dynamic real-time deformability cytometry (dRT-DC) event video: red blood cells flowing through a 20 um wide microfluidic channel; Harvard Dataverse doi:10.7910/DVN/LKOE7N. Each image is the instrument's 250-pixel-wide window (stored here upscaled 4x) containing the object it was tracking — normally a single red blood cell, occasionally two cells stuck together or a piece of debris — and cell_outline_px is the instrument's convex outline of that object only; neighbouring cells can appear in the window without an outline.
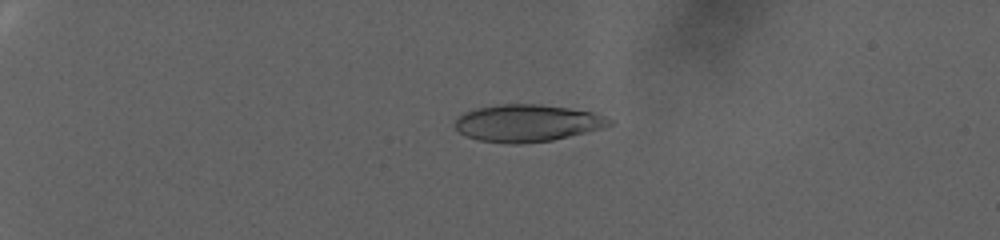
{"species": "human", "species_latin": "Homo sapiens", "temperature_condition": "warm", "stored_images_in_passage": 97, "camera_frame_rate_fps": 3000, "um_per_image_px": 0.085, "donor": {"sex": "female"}, "frame": {"image": 1, "passage_image": 29, "time_ms": 9.333, "image_size_px": [1000, 240], "cell_outline_px": [[616, 120], [612, 124], [600, 128], [552, 140], [520, 144], [512, 144], [480, 140], [468, 136], [460, 132], [456, 128], [456, 120], [464, 112], [476, 108], [496, 104], [540, 104], [568, 108], [592, 112]], "centroid_in_image_um": [44.82, 10.45], "position_along_channel_um": 40.2, "area_um2": 33.12}}
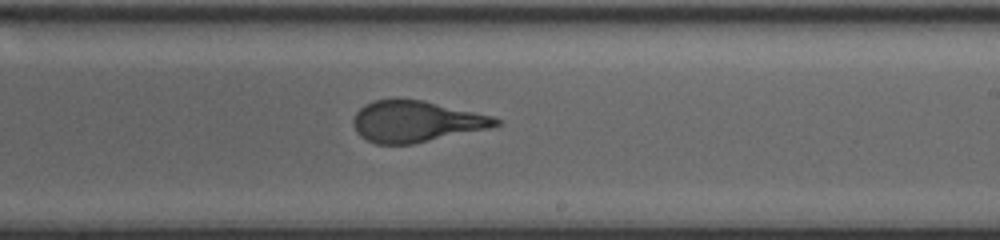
{"frame": {"image": 2, "passage_image": 67, "time_ms": 22.0, "image_size_px": [1000, 240], "cell_outline_px": [[504, 120], [500, 124], [488, 128], [412, 144], [376, 144], [360, 136], [356, 132], [352, 124], [352, 120], [356, 112], [364, 104], [372, 100], [424, 100], [492, 116]], "centroid_in_image_um": [35.33, 10.33], "position_along_channel_um": 253.7, "area_um2": 33.99}}
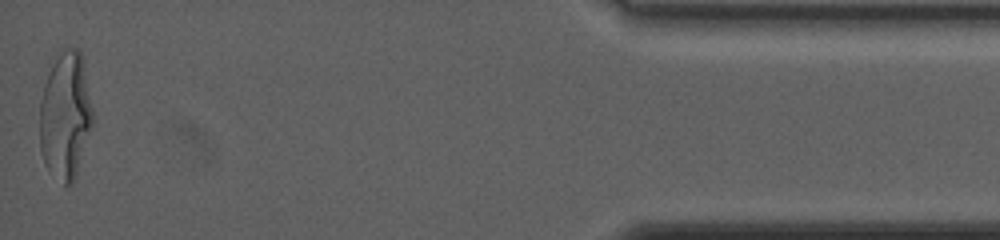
{"frame": {"image": 3, "passage_image": 97, "time_ms": 32.0, "image_size_px": [1000, 240], "cell_outline_px": [[92, 128], [76, 176], [72, 184], [64, 184], [48, 172], [44, 164], [40, 152], [40, 100], [44, 84], [52, 64], [64, 48], [76, 48], [80, 52], [92, 108]], "centroid_in_image_um": [5.54, 9.9], "position_along_channel_um": 429.7, "area_um2": 39.07}, "authors_computed_cell_mechanics": {"area_um2": 34.6222, "velocity_mm_per_s": 2.3732, "shape_relaxation_time_tau1_ms": 10.5996, "shape_relaxation_time_tau2_ms": null, "deformation_change_tau1": 0.3028, "deformation_change_tau2": null}}